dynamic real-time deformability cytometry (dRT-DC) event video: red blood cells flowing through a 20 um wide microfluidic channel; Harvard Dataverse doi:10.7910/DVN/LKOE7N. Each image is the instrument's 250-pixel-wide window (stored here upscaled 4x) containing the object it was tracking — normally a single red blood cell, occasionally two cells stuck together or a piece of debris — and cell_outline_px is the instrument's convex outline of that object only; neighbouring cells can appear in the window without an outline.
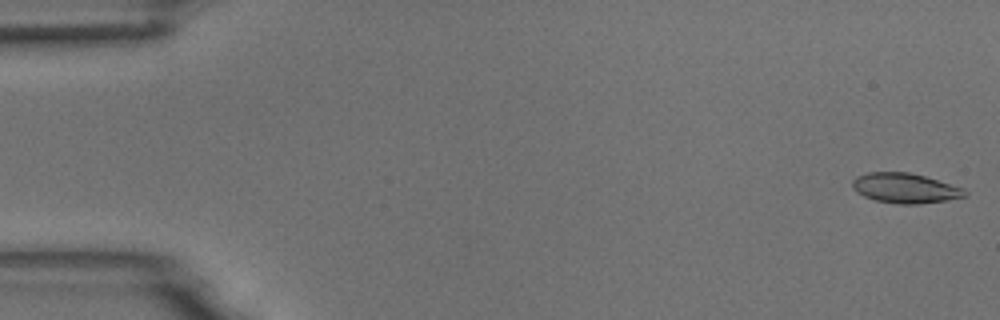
{"species": "common noctule bat (a hibernating species)", "species_latin": "Nyctalus noctula", "temperature_condition": "room temperature", "stored_images_in_passage": 54, "camera_frame_rate_fps": 3000, "um_per_image_px": 0.085, "animal": {"sex": "male", "body_mass_g": 18.8}, "frame": {"image": 1, "passage_image": 1, "time_ms": 0.0, "image_size_px": [1000, 320], "cell_outline_px": [[968, 196], [944, 200], [916, 204], [900, 204], [876, 200], [864, 196], [856, 192], [852, 188], [852, 180], [856, 176], [868, 172], [908, 172], [924, 176], [964, 188], [968, 192]], "centroid_in_image_um": [76.92, 15.98], "position_along_channel_um": 8.1, "area_um2": 19.54}}
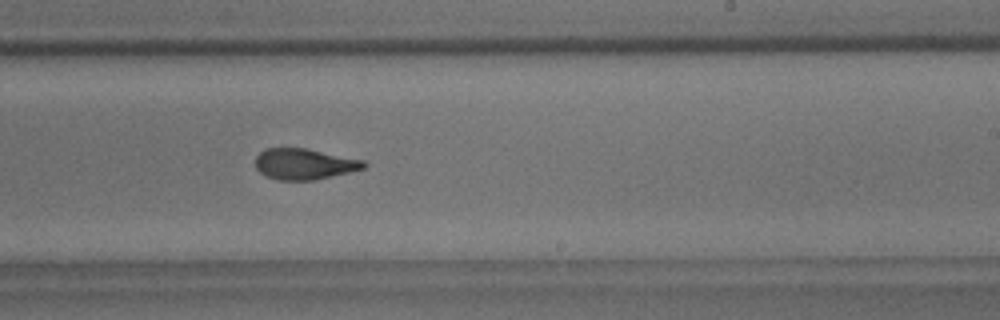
{"frame": {"image": 2, "passage_image": 33, "time_ms": 10.667, "image_size_px": [1000, 320], "cell_outline_px": [[368, 164], [364, 168], [348, 172], [312, 180], [276, 180], [264, 176], [256, 168], [256, 156], [264, 148], [304, 148], [364, 160]], "centroid_in_image_um": [25.82, 13.94], "position_along_channel_um": 263.2, "area_um2": 19.42}}
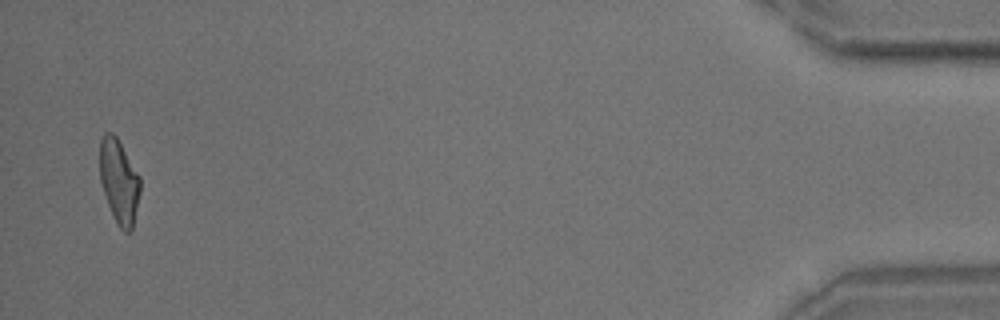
{"frame": {"image": 3, "passage_image": 53, "time_ms": 17.333, "image_size_px": [1000, 320], "cell_outline_px": [[140, 192], [132, 228], [128, 232], [124, 232], [116, 224], [112, 216], [100, 180], [100, 140], [104, 132], [112, 132], [116, 136], [140, 176]], "centroid_in_image_um": [10.11, 15.41], "position_along_channel_um": 425.1, "area_um2": 19.71}, "authors_computed_cell_mechanics": {"area_um2": 20.0566, "velocity_mm_per_s": 3.7102, "shape_relaxation_time_tau1_ms": 6.5202, "shape_relaxation_time_tau2_ms": 2.0772, "deformation_change_tau1": 0.1898, "deformation_change_tau2": 0.0999}}